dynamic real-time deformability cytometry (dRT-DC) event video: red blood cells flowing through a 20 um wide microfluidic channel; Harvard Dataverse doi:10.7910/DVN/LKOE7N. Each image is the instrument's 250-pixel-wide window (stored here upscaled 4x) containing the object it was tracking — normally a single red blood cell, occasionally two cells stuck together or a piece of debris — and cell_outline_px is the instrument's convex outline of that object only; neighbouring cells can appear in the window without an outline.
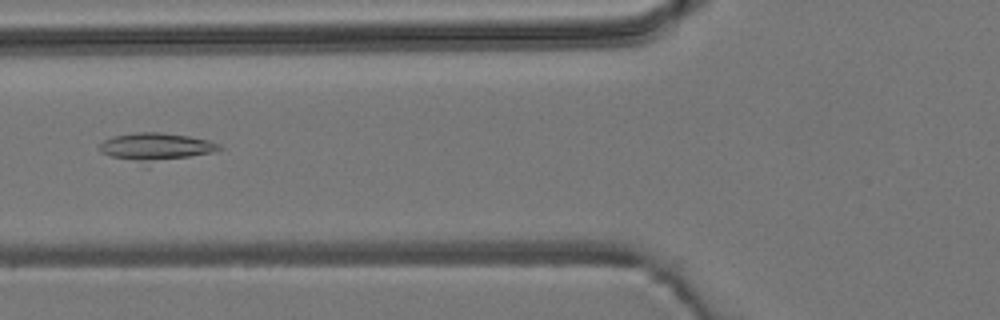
{"species": "common noctule bat (a hibernating species)", "species_latin": "Nyctalus noctula", "temperature_condition": "room temperature", "stored_images_in_passage": 6, "camera_frame_rate_fps": 3000, "um_per_image_px": 0.085, "animal": {"sex": "male", "body_mass_g": 19.2, "forearm_length_mm": 51.8}, "frame": {"image": 1, "passage_image": 5, "time_ms": 4.667, "image_size_px": [1000, 320], "cell_outline_px": [[224, 148], [212, 152], [148, 168], [144, 168], [100, 152], [100, 144], [104, 140], [112, 136], [136, 132], [160, 132], [188, 136], [208, 140], [220, 144]], "centroid_in_image_um": [13.24, 12.57], "position_along_channel_um": 112.6, "area_um2": 20.92}}
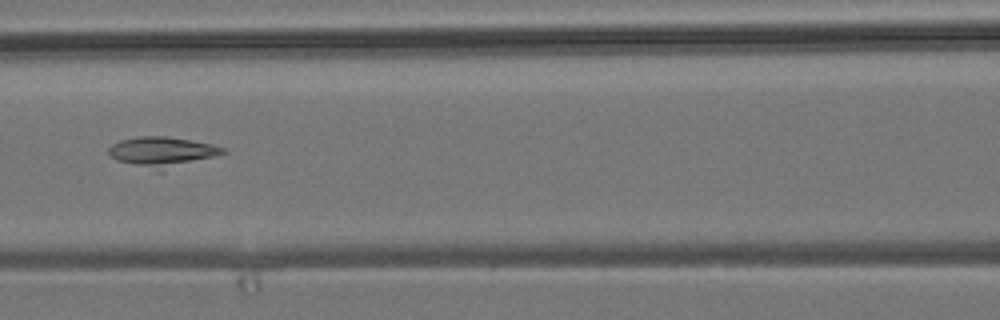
{"frame": {"image": 2, "passage_image": 6, "time_ms": 5.667, "image_size_px": [1000, 320], "cell_outline_px": [[228, 152], [160, 172], [116, 160], [108, 156], [108, 148], [112, 144], [120, 140], [140, 136], [164, 136], [188, 140], [208, 144], [224, 148]], "centroid_in_image_um": [13.72, 12.92], "position_along_channel_um": 152.9, "area_um2": 19.88}}